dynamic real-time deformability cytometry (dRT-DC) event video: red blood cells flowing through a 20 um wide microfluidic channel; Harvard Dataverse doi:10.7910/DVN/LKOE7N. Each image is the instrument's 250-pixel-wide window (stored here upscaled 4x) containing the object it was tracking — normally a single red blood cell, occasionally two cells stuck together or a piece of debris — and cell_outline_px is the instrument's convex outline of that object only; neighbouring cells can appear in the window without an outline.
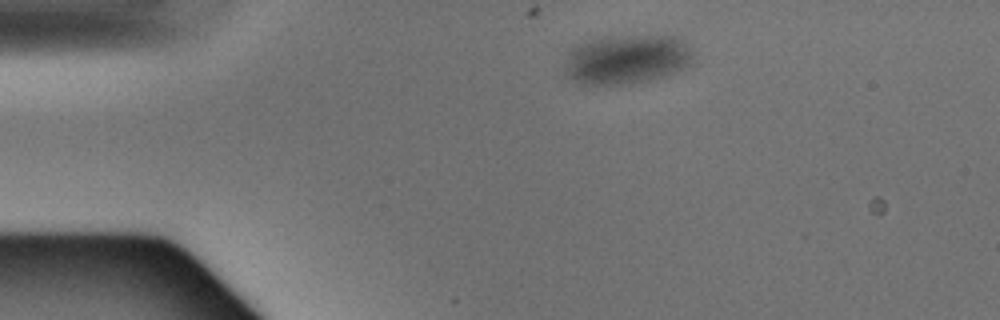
{"species": "Egyptian fruit bat (a non-hibernating species)", "species_latin": "Rousettus aegyptiacus", "temperature_condition": "warm", "stored_images_in_passage": 2, "camera_frame_rate_fps": 3000, "um_per_image_px": 0.085, "animal": {"sex": "male"}, "frame": {"image": 1, "passage_image": 1, "time_ms": 0.0, "image_size_px": [1000, 320], "cell_outline_px": [[692, 52], [688, 64], [676, 72], [668, 76], [628, 84], [580, 84], [564, 76], [564, 68], [568, 56], [572, 48], [588, 40], [608, 36], [676, 36]], "centroid_in_image_um": [53.2, 5.06], "position_along_channel_um": 31.8, "area_um2": 36.7}}